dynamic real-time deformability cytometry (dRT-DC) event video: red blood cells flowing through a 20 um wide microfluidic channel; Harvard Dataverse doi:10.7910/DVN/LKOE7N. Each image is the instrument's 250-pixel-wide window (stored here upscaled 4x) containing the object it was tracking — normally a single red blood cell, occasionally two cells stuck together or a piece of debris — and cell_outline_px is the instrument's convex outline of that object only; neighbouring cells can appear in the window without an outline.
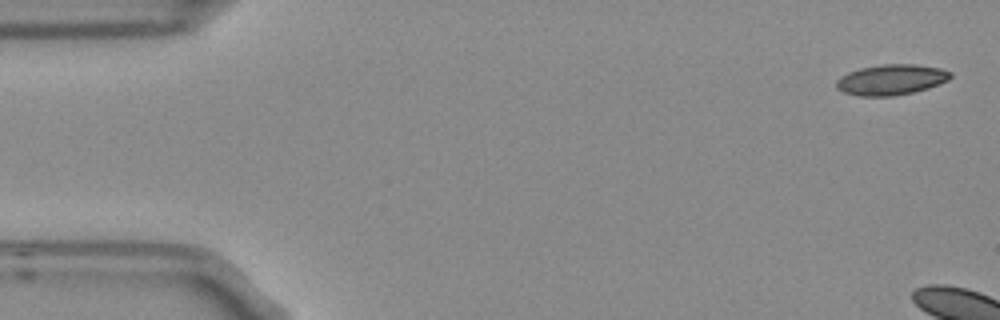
{"species": "Egyptian fruit bat (a non-hibernating species)", "species_latin": "Rousettus aegyptiacus", "temperature_condition": "room temperature", "stored_images_in_passage": 3, "camera_frame_rate_fps": 3000, "um_per_image_px": 0.085, "frame": {"image": 1, "passage_image": 1, "time_ms": 0.0, "image_size_px": [1000, 320], "cell_outline_px": [[952, 76], [948, 80], [940, 84], [928, 88], [912, 92], [892, 96], [860, 96], [844, 92], [836, 88], [836, 80], [840, 76], [848, 72], [860, 68], [880, 64], [916, 64], [940, 68], [952, 72]], "centroid_in_image_um": [75.75, 6.76], "position_along_channel_um": 9.2, "area_um2": 20.4}}